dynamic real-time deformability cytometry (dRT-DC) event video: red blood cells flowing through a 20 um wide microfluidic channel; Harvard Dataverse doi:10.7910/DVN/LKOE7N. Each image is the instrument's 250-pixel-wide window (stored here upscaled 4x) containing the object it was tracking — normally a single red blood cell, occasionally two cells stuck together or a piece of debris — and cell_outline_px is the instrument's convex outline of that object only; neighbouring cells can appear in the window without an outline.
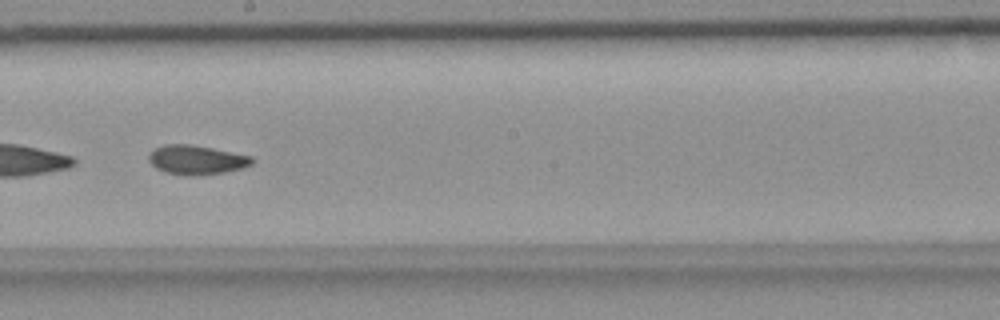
{"species": "common noctule bat (a hibernating species)", "species_latin": "Nyctalus noctula", "temperature_condition": "room temperature", "stored_images_in_passage": 55, "camera_frame_rate_fps": 3000, "um_per_image_px": 0.085, "animal": {"sex": "female", "body_mass_g": 18.4}, "frame": {"image": 1, "passage_image": 31, "time_ms": 10.0, "image_size_px": [1000, 320], "cell_outline_px": [[252, 164], [240, 168], [224, 172], [188, 176], [184, 176], [164, 172], [156, 168], [148, 160], [148, 156], [156, 148], [164, 144], [188, 144], [212, 148], [252, 156]], "centroid_in_image_um": [16.66, 13.59], "position_along_channel_um": 231.5, "area_um2": 17.4}}
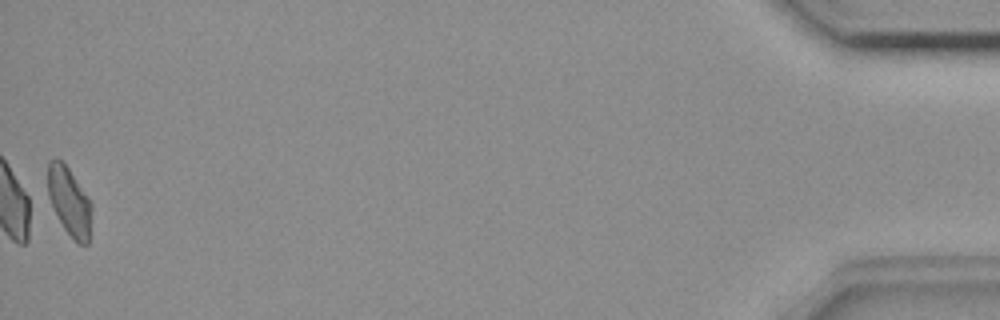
{"frame": {"image": 2, "passage_image": 55, "time_ms": 18.0, "image_size_px": [1000, 320], "cell_outline_px": [[92, 212], [88, 244], [80, 244], [64, 228], [44, 196], [48, 164], [56, 156], [68, 168], [88, 196], [92, 204]], "centroid_in_image_um": [5.83, 17.08], "position_along_channel_um": 429.4, "area_um2": 18.03}, "authors_computed_cell_mechanics": {"area_um2": 17.7446, "velocity_mm_per_s": 3.65, "shape_relaxation_time_tau1_ms": null, "shape_relaxation_time_tau2_ms": 2.8431, "deformation_change_tau1": null, "deformation_change_tau2": 0.0827}}